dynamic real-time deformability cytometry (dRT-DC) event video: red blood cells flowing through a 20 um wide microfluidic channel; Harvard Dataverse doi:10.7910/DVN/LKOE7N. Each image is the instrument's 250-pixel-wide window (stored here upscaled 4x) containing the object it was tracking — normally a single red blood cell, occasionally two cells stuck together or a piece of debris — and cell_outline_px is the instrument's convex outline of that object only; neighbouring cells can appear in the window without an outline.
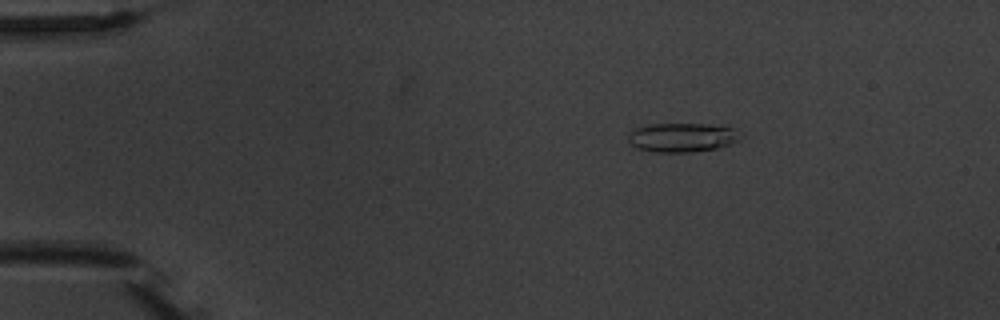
{"species": "common noctule bat (a hibernating species)", "species_latin": "Nyctalus noctula", "temperature_condition": "warm", "stored_images_in_passage": 4, "camera_frame_rate_fps": 3000, "um_per_image_px": 0.085, "animal": {"sex": "male", "body_mass_g": 20.1, "forearm_length_mm": 53.5}, "frame": {"image": 1, "passage_image": 1, "time_ms": 0.0, "image_size_px": [1000, 320], "cell_outline_px": [[740, 140], [732, 144], [716, 148], [692, 152], [656, 152], [636, 148], [628, 140], [628, 132], [636, 128], [648, 124], [704, 124], [736, 128]], "centroid_in_image_um": [57.96, 11.68], "position_along_channel_um": 27.0, "area_um2": 19.02}}